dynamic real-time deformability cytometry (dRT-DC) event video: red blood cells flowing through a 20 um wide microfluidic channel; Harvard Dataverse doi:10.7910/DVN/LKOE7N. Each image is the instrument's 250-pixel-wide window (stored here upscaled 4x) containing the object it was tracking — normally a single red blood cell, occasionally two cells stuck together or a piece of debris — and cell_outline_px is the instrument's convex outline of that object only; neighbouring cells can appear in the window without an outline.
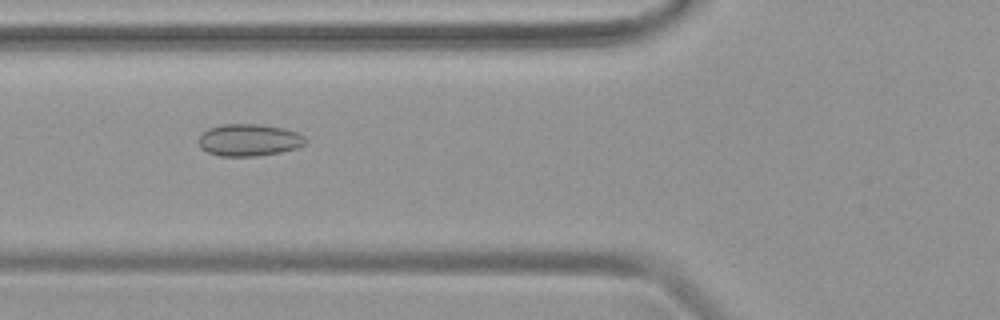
{"species": "common noctule bat (a hibernating species)", "species_latin": "Nyctalus noctula", "temperature_condition": "warm", "stored_images_in_passage": 32, "camera_frame_rate_fps": 3000, "um_per_image_px": 0.085, "animal": {"sex": "female", "body_mass_g": 19.9}, "frame": {"image": 1, "passage_image": 3, "time_ms": 0.667, "image_size_px": [1000, 320], "cell_outline_px": [[308, 144], [300, 148], [280, 152], [256, 156], [220, 156], [208, 152], [200, 148], [200, 136], [208, 128], [220, 124], [260, 124], [284, 128], [296, 132], [304, 136], [308, 140]], "centroid_in_image_um": [21.23, 11.9], "position_along_channel_um": 104.6, "area_um2": 20.17}}
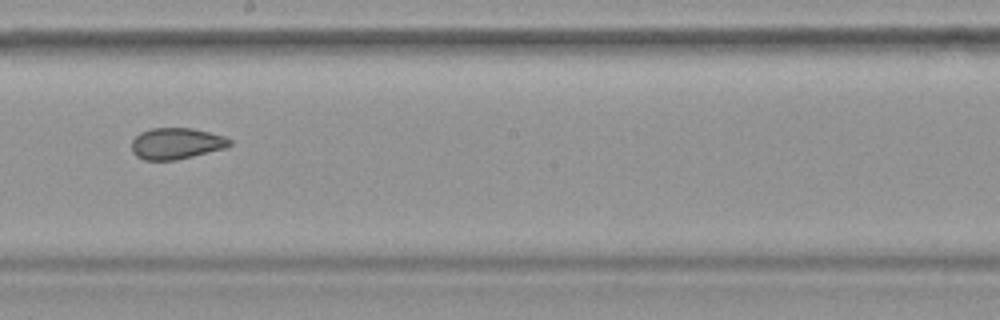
{"frame": {"image": 2, "passage_image": 12, "time_ms": 3.667, "image_size_px": [1000, 320], "cell_outline_px": [[232, 144], [224, 148], [176, 160], [144, 160], [136, 156], [132, 152], [132, 140], [140, 132], [152, 128], [192, 128], [224, 136], [232, 140]], "centroid_in_image_um": [14.97, 12.19], "position_along_channel_um": 233.2, "area_um2": 17.8}}
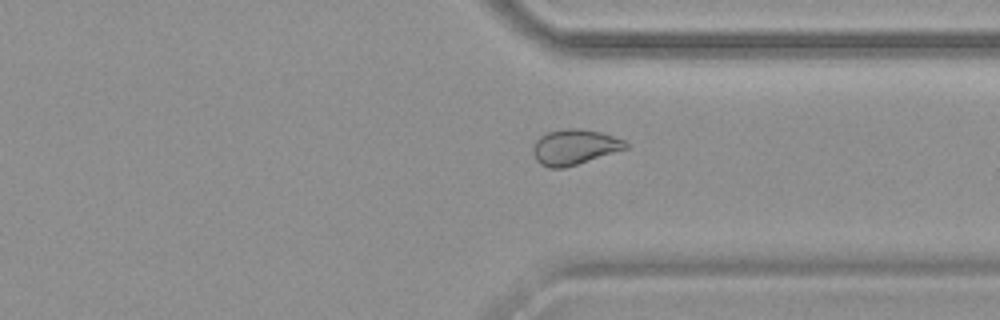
{"frame": {"image": 3, "passage_image": 21, "time_ms": 6.667, "image_size_px": [1000, 320], "cell_outline_px": [[628, 148], [564, 168], [548, 168], [540, 164], [536, 160], [532, 152], [532, 148], [536, 140], [540, 136], [548, 132], [568, 128], [580, 128], [600, 132], [624, 140], [628, 144]], "centroid_in_image_um": [48.8, 12.5], "position_along_channel_um": 362.6, "area_um2": 19.02}}